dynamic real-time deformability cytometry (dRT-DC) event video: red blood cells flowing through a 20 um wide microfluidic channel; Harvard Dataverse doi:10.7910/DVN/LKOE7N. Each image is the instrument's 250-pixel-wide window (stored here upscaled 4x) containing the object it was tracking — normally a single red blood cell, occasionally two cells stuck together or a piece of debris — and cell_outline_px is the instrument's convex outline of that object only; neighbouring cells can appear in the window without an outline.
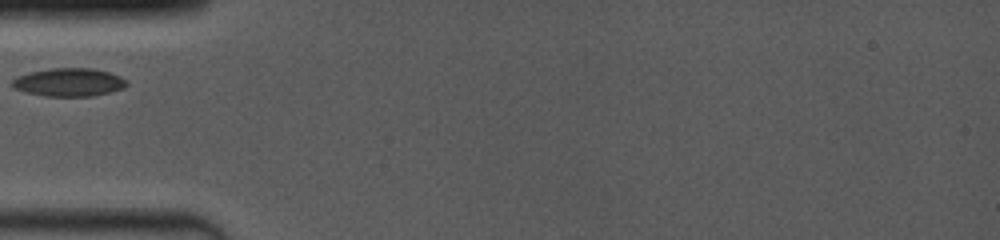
{"species": "common noctule bat (a hibernating species)", "species_latin": "Nyctalus noctula", "temperature_condition": "room temperature", "stored_images_in_passage": 6, "camera_frame_rate_fps": 4000, "um_per_image_px": 0.085, "animal": {"sex": "female", "body_mass_g": 19.0, "forearm_length_mm": 53.3}, "frame": {"image": 1, "passage_image": 1, "time_ms": 0.0, "image_size_px": [1000, 240], "cell_outline_px": [[128, 84], [124, 88], [112, 92], [92, 96], [44, 96], [24, 92], [16, 88], [12, 84], [12, 80], [28, 72], [48, 68], [92, 68], [108, 72], [120, 76], [128, 80]], "centroid_in_image_um": [5.9, 6.99], "position_along_channel_um": 79.1, "area_um2": 18.9}}
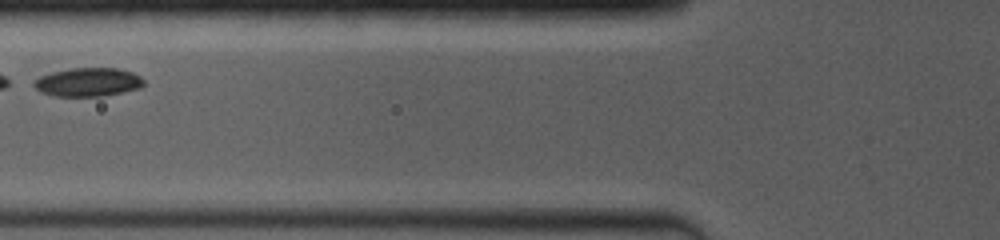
{"frame": {"image": 2, "passage_image": 2, "time_ms": 1.0, "image_size_px": [1000, 240], "cell_outline_px": [[144, 84], [140, 88], [104, 96], [52, 96], [40, 92], [32, 84], [40, 76], [52, 72], [72, 68], [120, 68], [132, 72], [140, 76], [144, 80]], "centroid_in_image_um": [7.49, 6.98], "position_along_channel_um": 118.3, "area_um2": 18.38}}